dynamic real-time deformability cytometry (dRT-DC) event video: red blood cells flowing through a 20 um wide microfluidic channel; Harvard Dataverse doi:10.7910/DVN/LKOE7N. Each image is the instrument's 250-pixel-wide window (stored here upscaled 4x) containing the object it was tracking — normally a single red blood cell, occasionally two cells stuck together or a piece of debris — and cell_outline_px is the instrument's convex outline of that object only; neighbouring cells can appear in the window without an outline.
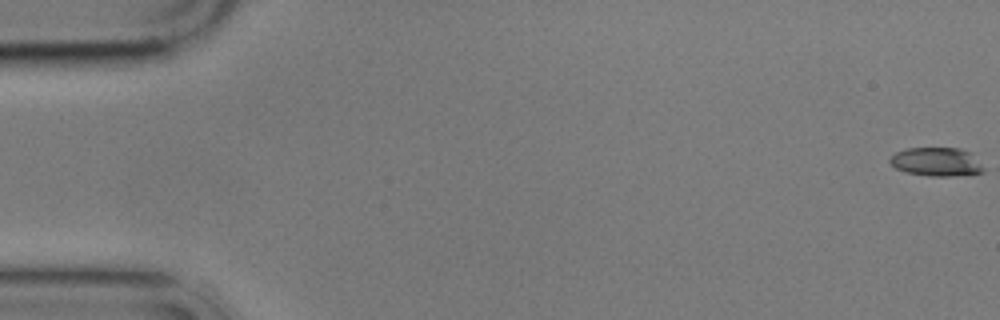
{"species": "common noctule bat (a hibernating species)", "species_latin": "Nyctalus noctula", "temperature_condition": "cold", "stored_images_in_passage": 6, "camera_frame_rate_fps": 3000, "um_per_image_px": 0.085, "animal": {"sex": "male", "body_mass_g": 17.9}, "frame": {"image": 1, "passage_image": 1, "time_ms": 0.0, "image_size_px": [1000, 320], "cell_outline_px": [[984, 172], [956, 176], [928, 176], [904, 172], [896, 168], [888, 160], [896, 152], [908, 148], [960, 148], [968, 152], [984, 168]], "centroid_in_image_um": [79.57, 13.77], "position_along_channel_um": 5.4, "area_um2": 15.49}}
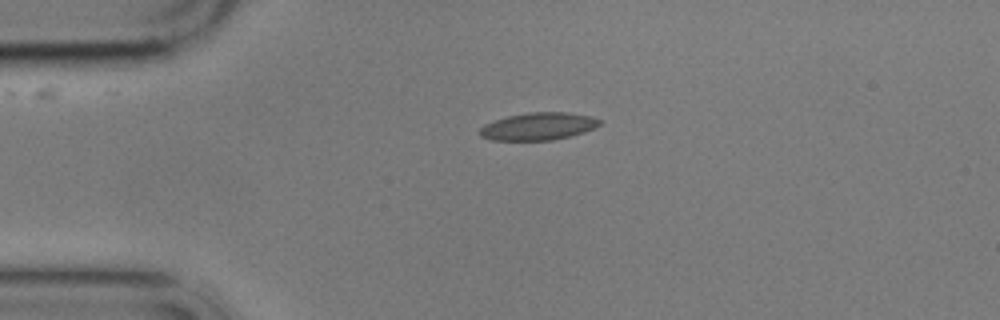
{"frame": {"image": 2, "passage_image": 6, "time_ms": 7.333, "image_size_px": [1000, 320], "cell_outline_px": [[604, 120], [596, 128], [584, 132], [552, 140], [492, 140], [480, 136], [480, 128], [484, 124], [508, 116], [528, 112], [564, 112], [592, 116]], "centroid_in_image_um": [45.8, 10.73], "position_along_channel_um": 39.2, "area_um2": 19.19}}